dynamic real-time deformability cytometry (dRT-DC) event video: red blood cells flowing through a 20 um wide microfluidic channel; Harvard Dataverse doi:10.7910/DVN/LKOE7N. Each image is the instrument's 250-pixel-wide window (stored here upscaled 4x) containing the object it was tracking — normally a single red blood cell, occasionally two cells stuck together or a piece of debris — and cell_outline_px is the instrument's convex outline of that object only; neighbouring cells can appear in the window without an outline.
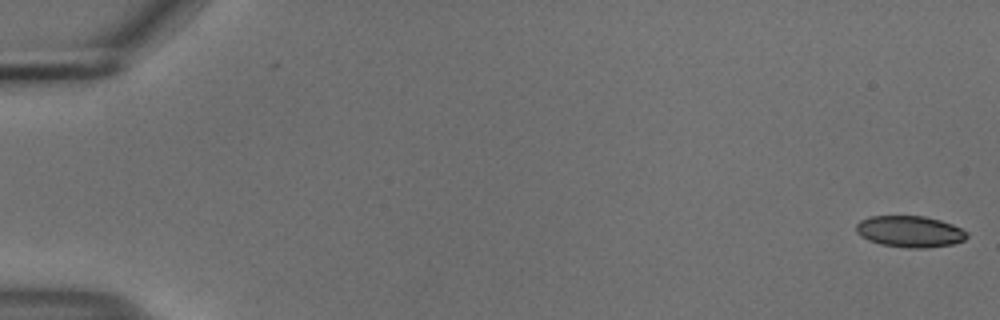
{"species": "common noctule bat (a hibernating species)", "species_latin": "Nyctalus noctula", "temperature_condition": "cold", "stored_images_in_passage": 55, "camera_frame_rate_fps": 3000, "um_per_image_px": 0.085, "animal": {"sex": "male", "body_mass_g": 18.8}, "frame": {"image": 1, "passage_image": 1, "time_ms": 0.0, "image_size_px": [1000, 320], "cell_outline_px": [[968, 236], [964, 240], [952, 244], [924, 248], [908, 248], [880, 244], [868, 240], [860, 236], [856, 232], [856, 224], [860, 220], [868, 216], [924, 216], [940, 220], [952, 224], [968, 232]], "centroid_in_image_um": [77.31, 19.67], "position_along_channel_um": 7.7, "area_um2": 20.35}}
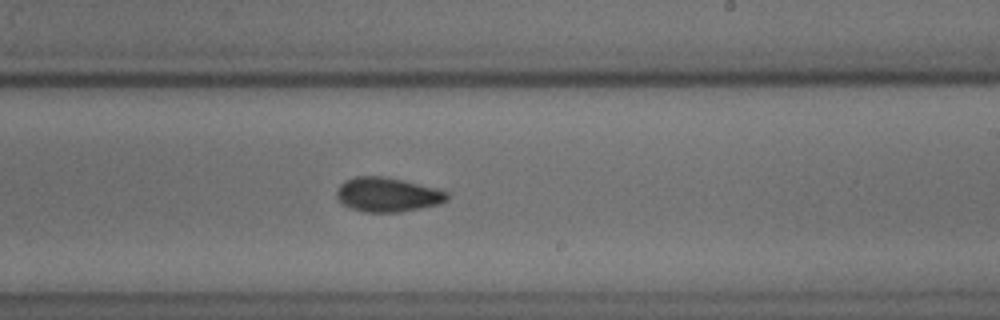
{"frame": {"image": 2, "passage_image": 34, "time_ms": 11.0, "image_size_px": [1000, 320], "cell_outline_px": [[448, 200], [440, 204], [400, 212], [364, 212], [352, 208], [344, 204], [336, 196], [336, 192], [340, 184], [344, 180], [356, 176], [388, 176], [436, 188], [448, 192]], "centroid_in_image_um": [32.95, 16.53], "position_along_channel_um": 256.0, "area_um2": 22.2}}
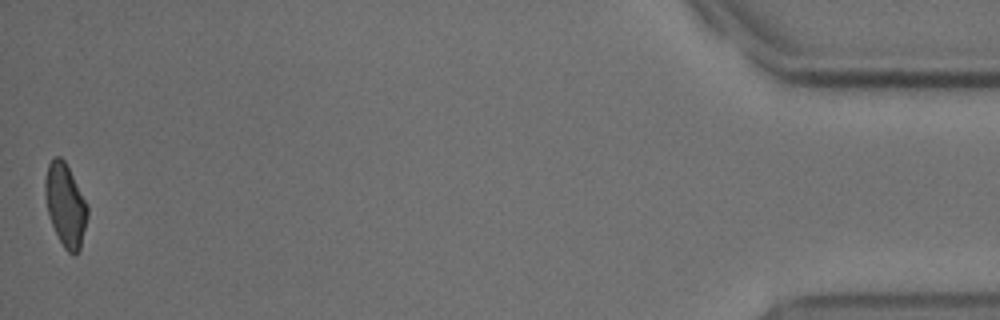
{"frame": {"image": 3, "passage_image": 55, "time_ms": 18.0, "image_size_px": [1000, 320], "cell_outline_px": [[88, 216], [80, 248], [72, 256], [64, 248], [52, 224], [48, 212], [44, 192], [44, 180], [48, 164], [56, 156], [60, 156], [64, 160], [88, 204]], "centroid_in_image_um": [5.56, 17.41], "position_along_channel_um": 429.6, "area_um2": 20.29}, "authors_computed_cell_mechanics": {"area_um2": 21.2704, "velocity_mm_per_s": 3.7073, "shape_relaxation_time_tau1_ms": 5.339, "shape_relaxation_time_tau2_ms": 3.0965, "deformation_change_tau1": 0.106, "deformation_change_tau2": 0.0714}}